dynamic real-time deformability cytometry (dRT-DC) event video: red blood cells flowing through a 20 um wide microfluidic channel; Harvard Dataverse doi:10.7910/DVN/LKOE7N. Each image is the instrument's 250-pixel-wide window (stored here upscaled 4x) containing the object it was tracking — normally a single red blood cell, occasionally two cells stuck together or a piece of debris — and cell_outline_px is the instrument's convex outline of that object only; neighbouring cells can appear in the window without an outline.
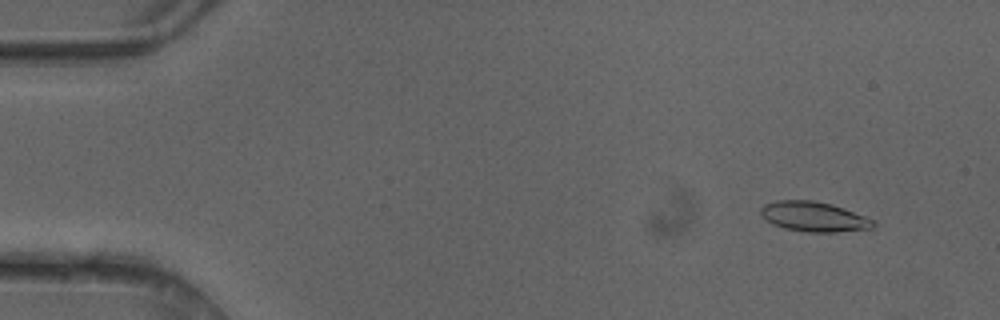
{"species": "common noctule bat (a hibernating species)", "species_latin": "Nyctalus noctula", "temperature_condition": "cold", "stored_images_in_passage": 43, "camera_frame_rate_fps": 3000, "um_per_image_px": 0.085, "animal": {"sex": "female"}, "frame": {"image": 1, "passage_image": 2, "time_ms": 0.333, "image_size_px": [1000, 320], "cell_outline_px": [[876, 224], [872, 228], [836, 232], [804, 232], [784, 228], [772, 224], [760, 216], [760, 208], [764, 204], [780, 200], [812, 200], [832, 204], [844, 208], [864, 216], [872, 220]], "centroid_in_image_um": [69.13, 18.42], "position_along_channel_um": 15.9, "area_um2": 19.65}}
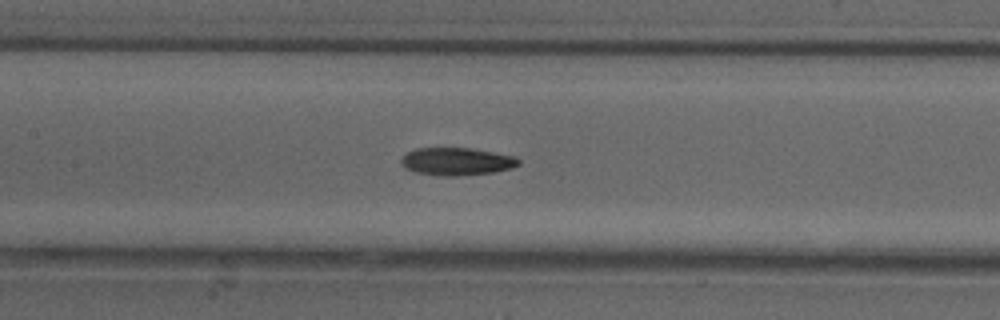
{"frame": {"image": 2, "passage_image": 21, "time_ms": 6.667, "image_size_px": [1000, 320], "cell_outline_px": [[520, 164], [512, 168], [492, 172], [456, 176], [440, 176], [416, 172], [404, 168], [400, 164], [400, 160], [408, 152], [416, 148], [472, 148], [512, 156], [520, 160]], "centroid_in_image_um": [38.78, 13.73], "position_along_channel_um": 168.6, "area_um2": 18.84}}
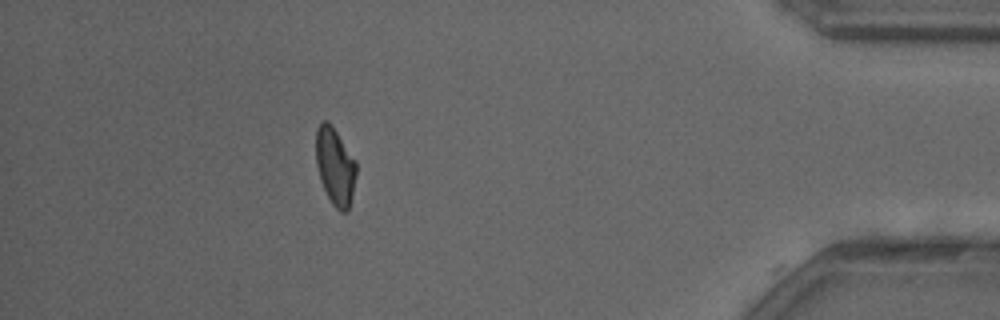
{"frame": {"image": 3, "passage_image": 42, "time_ms": 13.667, "image_size_px": [1000, 320], "cell_outline_px": [[356, 176], [348, 212], [340, 212], [332, 204], [320, 180], [316, 164], [316, 128], [324, 120], [328, 120], [332, 124], [356, 160]], "centroid_in_image_um": [28.49, 14.12], "position_along_channel_um": 406.7, "area_um2": 18.32}, "authors_computed_cell_mechanics": {"area_um2": 19.0162, "velocity_mm_per_s": 4.1488, "shape_relaxation_time_tau1_ms": null, "shape_relaxation_time_tau2_ms": 4.7426, "deformation_change_tau1": null, "deformation_change_tau2": 0.1259}}